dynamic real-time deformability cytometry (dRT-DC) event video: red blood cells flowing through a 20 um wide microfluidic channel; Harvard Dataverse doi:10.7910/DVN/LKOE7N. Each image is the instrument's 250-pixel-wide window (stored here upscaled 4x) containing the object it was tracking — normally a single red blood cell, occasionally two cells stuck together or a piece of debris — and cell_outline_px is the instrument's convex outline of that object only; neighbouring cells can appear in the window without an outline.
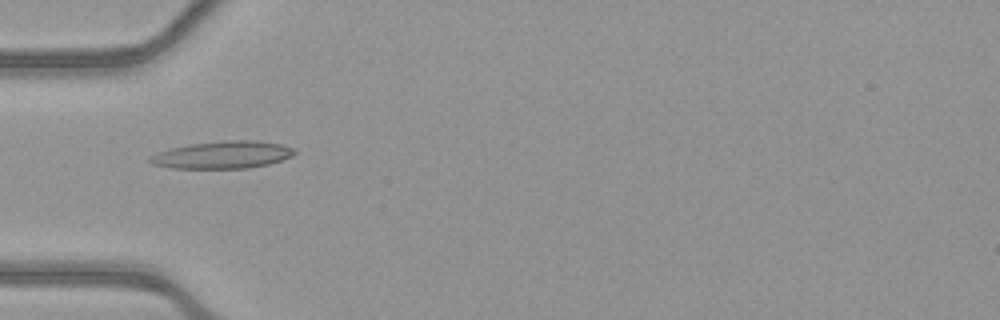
{"species": "common noctule bat (a hibernating species)", "species_latin": "Nyctalus noctula", "temperature_condition": "warm", "stored_images_in_passage": 43, "camera_frame_rate_fps": 3000, "um_per_image_px": 0.085, "animal": {"sex": "female", "body_mass_g": 21.9}, "frame": {"image": 1, "passage_image": 8, "time_ms": 2.333, "image_size_px": [1000, 320], "cell_outline_px": [[296, 152], [292, 156], [268, 164], [248, 168], [172, 168], [152, 164], [148, 160], [148, 156], [172, 148], [188, 144], [228, 140], [256, 140], [280, 144], [296, 148]], "centroid_in_image_um": [18.93, 13.15], "position_along_channel_um": 66.1, "area_um2": 23.0}}
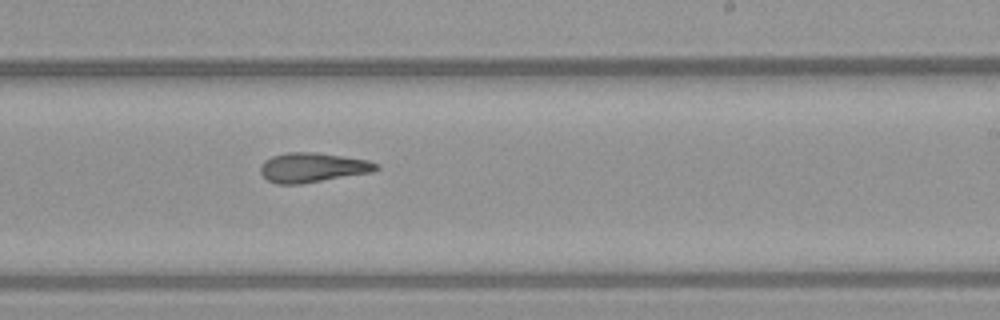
{"frame": {"image": 2, "passage_image": 23, "time_ms": 7.333, "image_size_px": [1000, 320], "cell_outline_px": [[380, 168], [372, 172], [300, 184], [276, 184], [268, 180], [260, 172], [260, 164], [264, 160], [272, 156], [288, 152], [316, 152], [368, 160], [380, 164]], "centroid_in_image_um": [26.57, 14.23], "position_along_channel_um": 262.4, "area_um2": 20.0}}
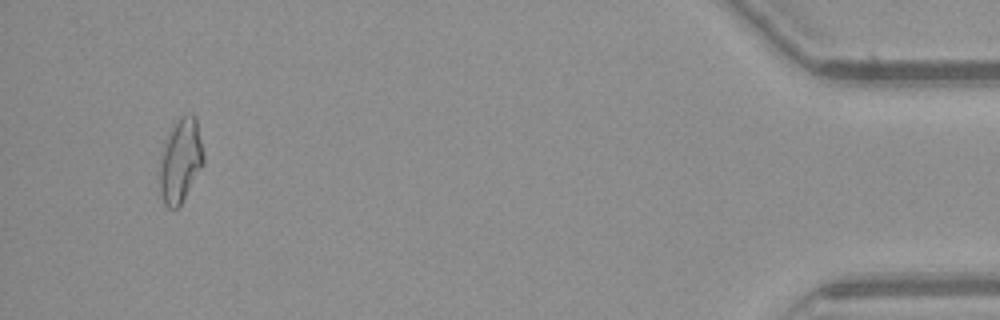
{"frame": {"image": 3, "passage_image": 41, "time_ms": 13.333, "image_size_px": [1000, 320], "cell_outline_px": [[204, 164], [180, 204], [176, 208], [168, 208], [164, 204], [160, 192], [156, 176], [164, 144], [172, 124], [180, 116], [188, 112], [192, 112], [196, 116], [204, 152]], "centroid_in_image_um": [15.32, 13.61], "position_along_channel_um": 419.9, "area_um2": 22.08}, "authors_computed_cell_mechanics": {"area_um2": 20.1144, "velocity_mm_per_s": 3.9196, "shape_relaxation_time_tau1_ms": null, "shape_relaxation_time_tau2_ms": 6.4137, "deformation_change_tau1": null, "deformation_change_tau2": 0.1991}}